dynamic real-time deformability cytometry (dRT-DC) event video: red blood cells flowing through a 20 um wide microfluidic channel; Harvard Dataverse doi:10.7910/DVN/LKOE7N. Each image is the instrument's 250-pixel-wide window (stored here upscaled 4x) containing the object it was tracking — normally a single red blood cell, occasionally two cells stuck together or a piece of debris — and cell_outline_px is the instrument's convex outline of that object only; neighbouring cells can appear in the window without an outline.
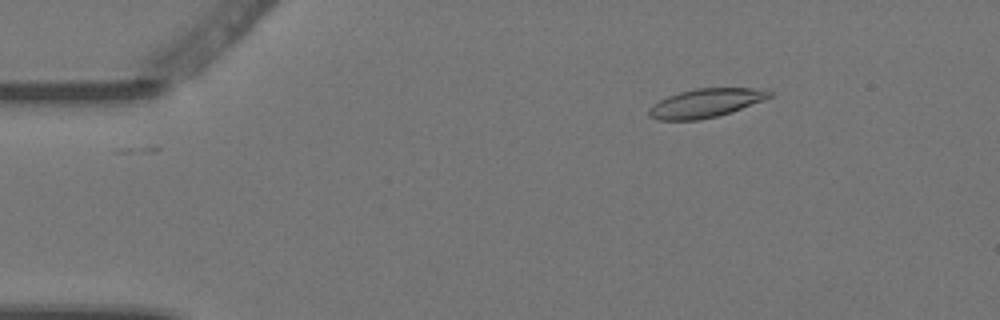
{"species": "Egyptian fruit bat (a non-hibernating species)", "species_latin": "Rousettus aegyptiacus", "temperature_condition": "warm", "stored_images_in_passage": 4, "camera_frame_rate_fps": 3000, "um_per_image_px": 0.085, "animal": {"sex": "female"}, "frame": {"image": 1, "passage_image": 1, "time_ms": 0.0, "image_size_px": [1000, 320], "cell_outline_px": [[772, 96], [764, 100], [732, 112], [700, 120], [660, 120], [648, 116], [648, 108], [652, 104], [668, 96], [680, 92], [696, 88], [764, 88], [772, 92]], "centroid_in_image_um": [59.99, 8.76], "position_along_channel_um": 25.0, "area_um2": 20.29}}
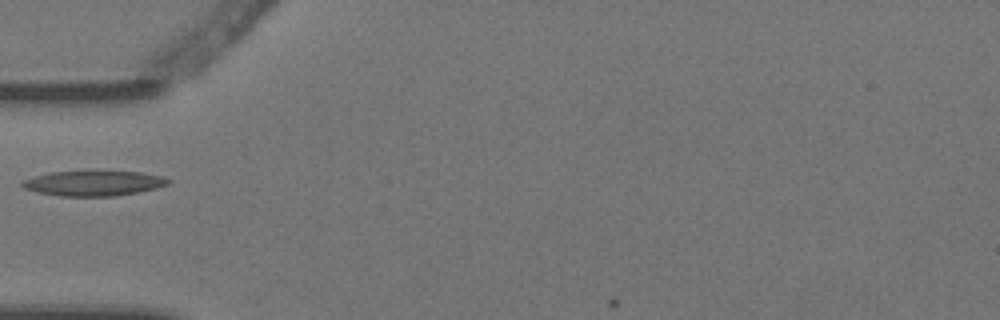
{"frame": {"image": 2, "passage_image": 3, "time_ms": 0.667, "image_size_px": [1000, 320], "cell_outline_px": [[172, 180], [168, 184], [156, 188], [136, 192], [112, 196], [60, 196], [36, 192], [24, 188], [20, 184], [24, 180], [48, 172], [84, 168], [96, 168], [140, 172], [160, 176]], "centroid_in_image_um": [7.93, 15.51], "position_along_channel_um": 77.1, "area_um2": 22.43}}